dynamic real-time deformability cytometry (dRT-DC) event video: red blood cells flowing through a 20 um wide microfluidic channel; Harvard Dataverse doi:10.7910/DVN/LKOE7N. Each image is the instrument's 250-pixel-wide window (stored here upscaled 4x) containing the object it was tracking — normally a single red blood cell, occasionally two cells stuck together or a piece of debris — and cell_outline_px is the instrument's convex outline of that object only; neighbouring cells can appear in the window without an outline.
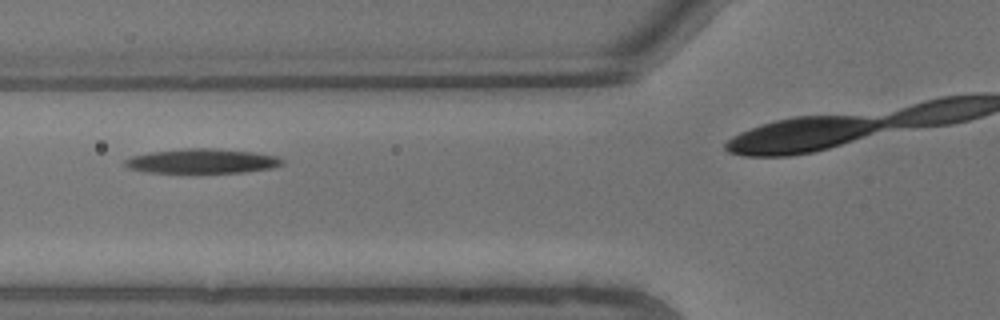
{"species": "common noctule bat (a hibernating species)", "species_latin": "Nyctalus noctula", "temperature_condition": "warm", "stored_images_in_passage": 6, "camera_frame_rate_fps": 3000, "um_per_image_px": 0.085, "animal": {"sex": "male", "body_mass_g": 13.3}, "frame": {"image": 1, "passage_image": 3, "time_ms": 0.667, "image_size_px": [1000, 320], "cell_outline_px": [[284, 164], [272, 168], [244, 172], [144, 172], [128, 168], [124, 164], [124, 160], [132, 156], [152, 152], [188, 148], [212, 148], [252, 152], [276, 156], [284, 160]], "centroid_in_image_um": [17.18, 13.69], "position_along_channel_um": 108.6, "area_um2": 22.25}}
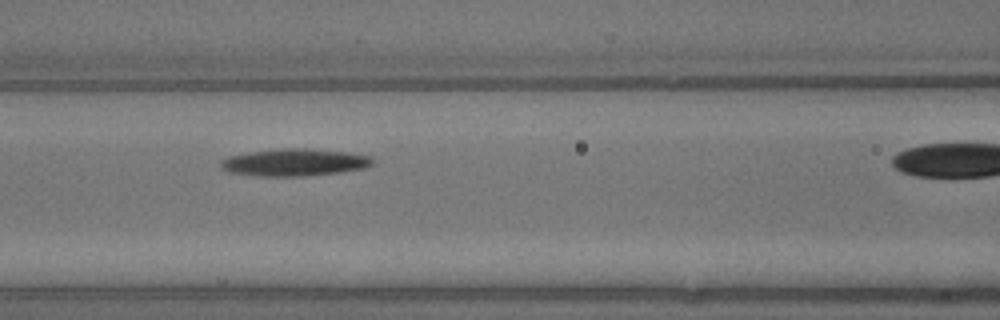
{"frame": {"image": 2, "passage_image": 4, "time_ms": 1.0, "image_size_px": [1000, 320], "cell_outline_px": [[372, 164], [364, 168], [340, 172], [304, 176], [256, 176], [228, 172], [220, 168], [220, 160], [228, 156], [248, 152], [280, 148], [304, 148], [348, 152], [368, 156], [372, 160]], "centroid_in_image_um": [24.95, 13.8], "position_along_channel_um": 141.6, "area_um2": 24.16}}